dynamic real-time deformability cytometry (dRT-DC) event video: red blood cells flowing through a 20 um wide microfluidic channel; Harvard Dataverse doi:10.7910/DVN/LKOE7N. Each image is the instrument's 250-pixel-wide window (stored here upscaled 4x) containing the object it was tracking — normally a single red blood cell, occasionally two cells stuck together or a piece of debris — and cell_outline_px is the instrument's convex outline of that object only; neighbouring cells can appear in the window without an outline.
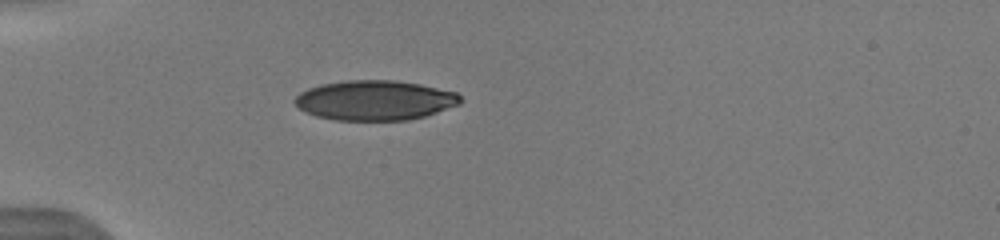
{"species": "human", "species_latin": "Homo sapiens", "temperature_condition": "warm", "stored_images_in_passage": 18, "camera_frame_rate_fps": 3000, "um_per_image_px": 0.085, "donor": {"sex": "male"}, "frame": {"image": 1, "passage_image": 1, "time_ms": 0.0, "image_size_px": [1000, 240], "cell_outline_px": [[460, 104], [424, 116], [408, 120], [336, 120], [316, 116], [300, 108], [292, 100], [300, 92], [308, 88], [320, 84], [348, 80], [396, 80], [420, 84], [456, 92], [460, 96]], "centroid_in_image_um": [31.85, 8.52], "position_along_channel_um": 53.2, "area_um2": 38.32}}
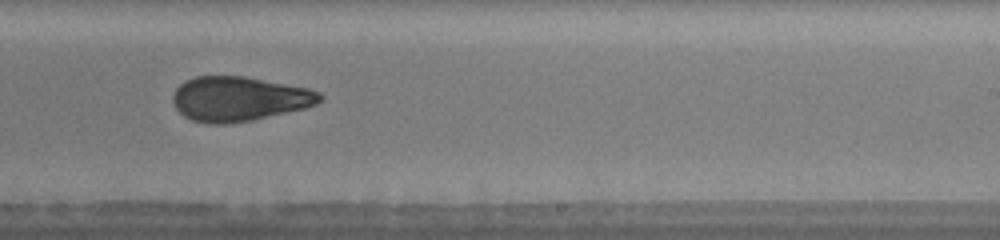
{"frame": {"image": 2, "passage_image": 17, "time_ms": 5.667, "image_size_px": [1000, 240], "cell_outline_px": [[324, 96], [316, 104], [304, 108], [252, 120], [224, 124], [208, 124], [192, 120], [184, 116], [172, 104], [172, 96], [176, 88], [184, 80], [196, 76], [244, 76], [308, 88], [320, 92]], "centroid_in_image_um": [20.28, 8.4], "position_along_channel_um": 268.7, "area_um2": 38.21}}